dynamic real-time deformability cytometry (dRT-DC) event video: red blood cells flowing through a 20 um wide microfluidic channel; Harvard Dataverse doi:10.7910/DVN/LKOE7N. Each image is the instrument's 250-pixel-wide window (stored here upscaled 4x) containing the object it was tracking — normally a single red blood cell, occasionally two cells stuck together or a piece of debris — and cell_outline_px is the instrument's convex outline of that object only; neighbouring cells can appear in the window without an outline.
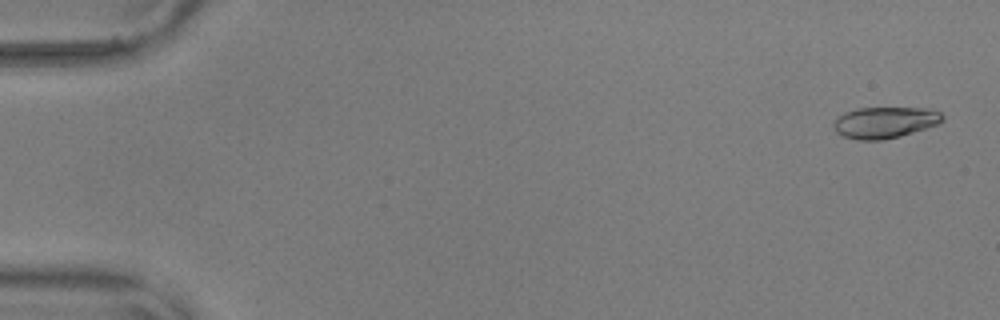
{"species": "common noctule bat (a hibernating species)", "species_latin": "Nyctalus noctula", "temperature_condition": "warm", "stored_images_in_passage": 56, "camera_frame_rate_fps": 3000, "um_per_image_px": 0.085, "animal": {"sex": "male", "body_mass_g": 17.9, "forearm_length_mm": 54.2}, "frame": {"image": 1, "passage_image": 2, "time_ms": 0.333, "image_size_px": [1000, 320], "cell_outline_px": [[944, 120], [940, 124], [900, 136], [884, 140], [856, 140], [844, 136], [836, 132], [836, 116], [844, 112], [856, 108], [932, 108], [940, 112], [944, 116]], "centroid_in_image_um": [75.26, 10.4], "position_along_channel_um": 9.7, "area_um2": 20.0}}
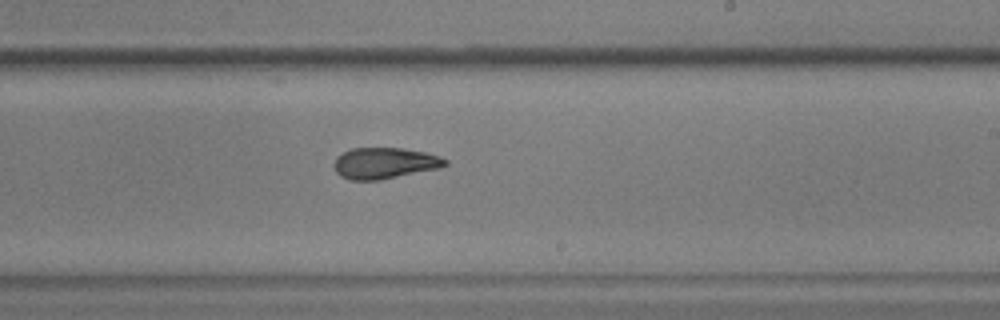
{"frame": {"image": 2, "passage_image": 34, "time_ms": 11.0, "image_size_px": [1000, 320], "cell_outline_px": [[448, 164], [440, 168], [380, 180], [348, 180], [340, 176], [336, 172], [332, 164], [336, 156], [352, 148], [404, 148], [424, 152], [440, 156], [448, 160]], "centroid_in_image_um": [32.67, 13.87], "position_along_channel_um": 256.3, "area_um2": 20.4}}
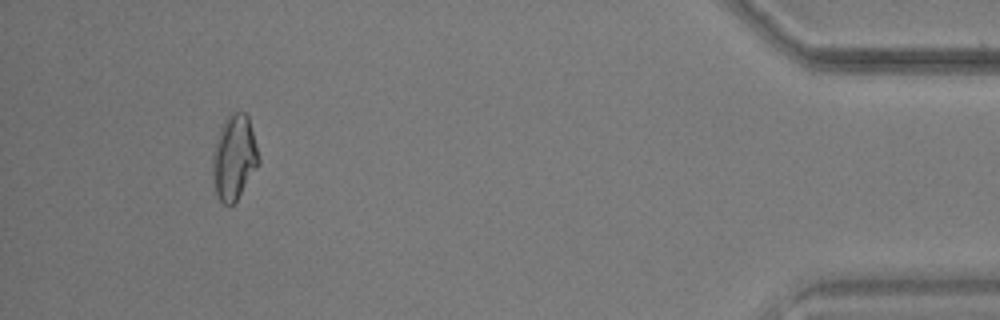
{"frame": {"image": 3, "passage_image": 52, "time_ms": 17.0, "image_size_px": [1000, 320], "cell_outline_px": [[260, 164], [236, 200], [228, 208], [220, 200], [216, 192], [212, 172], [212, 152], [220, 128], [224, 120], [232, 112], [244, 112], [248, 116], [260, 156]], "centroid_in_image_um": [19.91, 13.38], "position_along_channel_um": 415.3, "area_um2": 22.89}, "authors_computed_cell_mechanics": {"area_um2": 20.5479, "velocity_mm_per_s": 3.6509, "shape_relaxation_time_tau1_ms": 8.2971, "shape_relaxation_time_tau2_ms": 2.6706, "deformation_change_tau1": 0.1994, "deformation_change_tau2": 0.094}}